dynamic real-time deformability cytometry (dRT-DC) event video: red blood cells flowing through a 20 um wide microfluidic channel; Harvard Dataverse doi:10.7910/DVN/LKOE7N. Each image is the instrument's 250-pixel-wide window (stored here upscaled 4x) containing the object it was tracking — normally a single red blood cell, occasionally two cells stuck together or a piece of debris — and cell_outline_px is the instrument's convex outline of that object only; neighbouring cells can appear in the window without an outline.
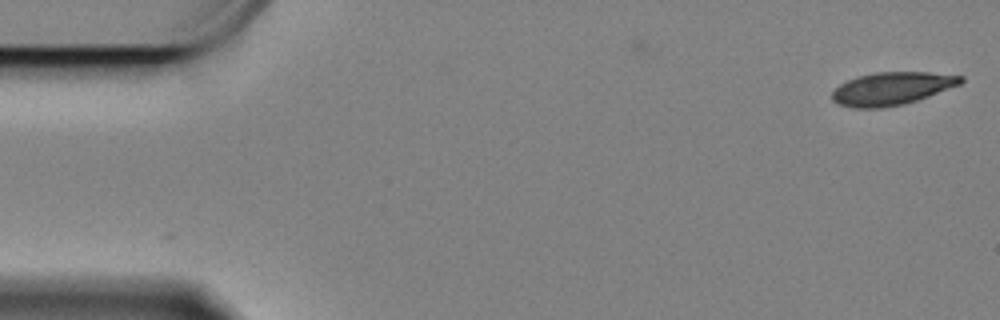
{"species": "Egyptian fruit bat (a non-hibernating species)", "species_latin": "Rousettus aegyptiacus", "temperature_condition": "cold", "stored_images_in_passage": 2, "camera_frame_rate_fps": 3000, "um_per_image_px": 0.085, "animal": {"sex": "female"}, "frame": {"image": 1, "passage_image": 1, "time_ms": 0.0, "image_size_px": [1000, 320], "cell_outline_px": [[964, 80], [960, 84], [928, 96], [904, 104], [880, 108], [852, 108], [836, 104], [832, 100], [832, 92], [840, 84], [848, 80], [860, 76], [876, 72], [928, 72], [964, 76]], "centroid_in_image_um": [75.78, 7.53], "position_along_channel_um": 9.2, "area_um2": 24.51}}